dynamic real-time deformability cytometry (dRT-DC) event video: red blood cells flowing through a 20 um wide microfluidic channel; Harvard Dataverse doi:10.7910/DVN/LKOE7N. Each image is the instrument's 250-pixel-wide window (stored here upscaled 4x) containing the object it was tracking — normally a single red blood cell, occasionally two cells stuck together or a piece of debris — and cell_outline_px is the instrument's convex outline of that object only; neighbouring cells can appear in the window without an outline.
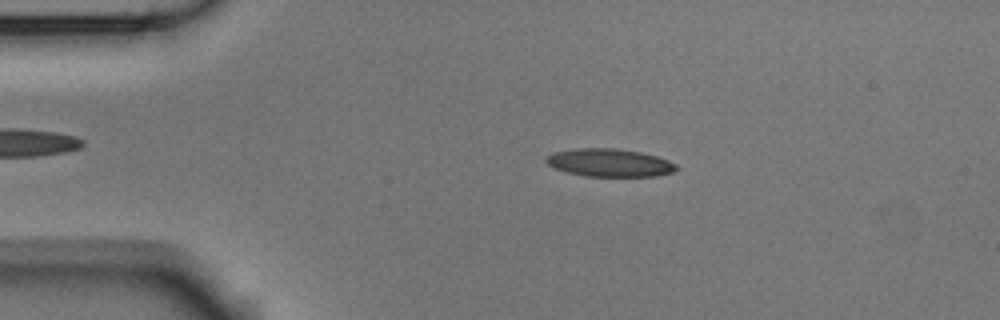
{"species": "Egyptian fruit bat (a non-hibernating species)", "species_latin": "Rousettus aegyptiacus", "temperature_condition": "room temperature", "stored_images_in_passage": 3, "camera_frame_rate_fps": 3000, "um_per_image_px": 0.085, "animal": {"sex": "male"}, "frame": {"image": 1, "passage_image": 2, "time_ms": 0.333, "image_size_px": [1000, 320], "cell_outline_px": [[680, 168], [672, 172], [656, 176], [584, 176], [568, 172], [556, 168], [548, 164], [544, 160], [552, 152], [572, 148], [616, 148], [640, 152], [656, 156], [668, 160], [676, 164]], "centroid_in_image_um": [51.81, 13.82], "position_along_channel_um": 33.2, "area_um2": 21.21}}